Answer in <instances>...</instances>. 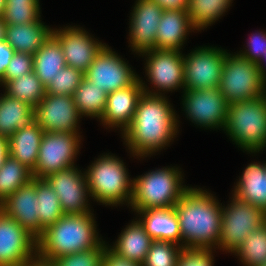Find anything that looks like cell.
Instances as JSON below:
<instances>
[{
    "mask_svg": "<svg viewBox=\"0 0 266 266\" xmlns=\"http://www.w3.org/2000/svg\"><path fill=\"white\" fill-rule=\"evenodd\" d=\"M214 249H183L177 266H214Z\"/></svg>",
    "mask_w": 266,
    "mask_h": 266,
    "instance_id": "obj_40",
    "label": "cell"
},
{
    "mask_svg": "<svg viewBox=\"0 0 266 266\" xmlns=\"http://www.w3.org/2000/svg\"><path fill=\"white\" fill-rule=\"evenodd\" d=\"M219 89L228 104L254 100L266 95V80L257 63L227 52Z\"/></svg>",
    "mask_w": 266,
    "mask_h": 266,
    "instance_id": "obj_7",
    "label": "cell"
},
{
    "mask_svg": "<svg viewBox=\"0 0 266 266\" xmlns=\"http://www.w3.org/2000/svg\"><path fill=\"white\" fill-rule=\"evenodd\" d=\"M15 50L4 40L0 42V82L4 79L6 69Z\"/></svg>",
    "mask_w": 266,
    "mask_h": 266,
    "instance_id": "obj_43",
    "label": "cell"
},
{
    "mask_svg": "<svg viewBox=\"0 0 266 266\" xmlns=\"http://www.w3.org/2000/svg\"><path fill=\"white\" fill-rule=\"evenodd\" d=\"M4 88L8 96L24 101L33 108L46 94V86L39 80L34 71L9 81Z\"/></svg>",
    "mask_w": 266,
    "mask_h": 266,
    "instance_id": "obj_32",
    "label": "cell"
},
{
    "mask_svg": "<svg viewBox=\"0 0 266 266\" xmlns=\"http://www.w3.org/2000/svg\"><path fill=\"white\" fill-rule=\"evenodd\" d=\"M226 54L225 49L216 46H200L183 56L184 90L219 87Z\"/></svg>",
    "mask_w": 266,
    "mask_h": 266,
    "instance_id": "obj_11",
    "label": "cell"
},
{
    "mask_svg": "<svg viewBox=\"0 0 266 266\" xmlns=\"http://www.w3.org/2000/svg\"><path fill=\"white\" fill-rule=\"evenodd\" d=\"M52 36L61 46L66 66L81 70L83 73L87 71L96 55L106 45L82 27L75 25L66 26L63 29L55 28Z\"/></svg>",
    "mask_w": 266,
    "mask_h": 266,
    "instance_id": "obj_17",
    "label": "cell"
},
{
    "mask_svg": "<svg viewBox=\"0 0 266 266\" xmlns=\"http://www.w3.org/2000/svg\"><path fill=\"white\" fill-rule=\"evenodd\" d=\"M34 111L35 121L44 132L79 133V121L82 117L73 96L45 94Z\"/></svg>",
    "mask_w": 266,
    "mask_h": 266,
    "instance_id": "obj_15",
    "label": "cell"
},
{
    "mask_svg": "<svg viewBox=\"0 0 266 266\" xmlns=\"http://www.w3.org/2000/svg\"><path fill=\"white\" fill-rule=\"evenodd\" d=\"M95 223L92 212L64 214L37 239V255L52 261L59 256L98 247L103 240Z\"/></svg>",
    "mask_w": 266,
    "mask_h": 266,
    "instance_id": "obj_3",
    "label": "cell"
},
{
    "mask_svg": "<svg viewBox=\"0 0 266 266\" xmlns=\"http://www.w3.org/2000/svg\"><path fill=\"white\" fill-rule=\"evenodd\" d=\"M183 93L182 105L187 119L200 128L224 130L229 104L219 87L184 90Z\"/></svg>",
    "mask_w": 266,
    "mask_h": 266,
    "instance_id": "obj_12",
    "label": "cell"
},
{
    "mask_svg": "<svg viewBox=\"0 0 266 266\" xmlns=\"http://www.w3.org/2000/svg\"><path fill=\"white\" fill-rule=\"evenodd\" d=\"M130 13L129 46L136 54L155 49L157 27L163 13L153 0H136Z\"/></svg>",
    "mask_w": 266,
    "mask_h": 266,
    "instance_id": "obj_18",
    "label": "cell"
},
{
    "mask_svg": "<svg viewBox=\"0 0 266 266\" xmlns=\"http://www.w3.org/2000/svg\"><path fill=\"white\" fill-rule=\"evenodd\" d=\"M77 166L49 174L44 179L57 194L64 214L90 213L86 175Z\"/></svg>",
    "mask_w": 266,
    "mask_h": 266,
    "instance_id": "obj_16",
    "label": "cell"
},
{
    "mask_svg": "<svg viewBox=\"0 0 266 266\" xmlns=\"http://www.w3.org/2000/svg\"><path fill=\"white\" fill-rule=\"evenodd\" d=\"M0 209L38 239L45 231L39 222L36 178L21 186L0 204Z\"/></svg>",
    "mask_w": 266,
    "mask_h": 266,
    "instance_id": "obj_19",
    "label": "cell"
},
{
    "mask_svg": "<svg viewBox=\"0 0 266 266\" xmlns=\"http://www.w3.org/2000/svg\"><path fill=\"white\" fill-rule=\"evenodd\" d=\"M176 115L166 96L143 92L131 125L121 135L130 154L151 157L169 146L179 133Z\"/></svg>",
    "mask_w": 266,
    "mask_h": 266,
    "instance_id": "obj_1",
    "label": "cell"
},
{
    "mask_svg": "<svg viewBox=\"0 0 266 266\" xmlns=\"http://www.w3.org/2000/svg\"><path fill=\"white\" fill-rule=\"evenodd\" d=\"M183 249L174 242L153 240L142 266H177Z\"/></svg>",
    "mask_w": 266,
    "mask_h": 266,
    "instance_id": "obj_36",
    "label": "cell"
},
{
    "mask_svg": "<svg viewBox=\"0 0 266 266\" xmlns=\"http://www.w3.org/2000/svg\"><path fill=\"white\" fill-rule=\"evenodd\" d=\"M244 266H262L266 263V223L250 232L233 252Z\"/></svg>",
    "mask_w": 266,
    "mask_h": 266,
    "instance_id": "obj_34",
    "label": "cell"
},
{
    "mask_svg": "<svg viewBox=\"0 0 266 266\" xmlns=\"http://www.w3.org/2000/svg\"><path fill=\"white\" fill-rule=\"evenodd\" d=\"M80 138V133L44 132L33 178L44 179L49 174L75 166Z\"/></svg>",
    "mask_w": 266,
    "mask_h": 266,
    "instance_id": "obj_10",
    "label": "cell"
},
{
    "mask_svg": "<svg viewBox=\"0 0 266 266\" xmlns=\"http://www.w3.org/2000/svg\"><path fill=\"white\" fill-rule=\"evenodd\" d=\"M39 0H7L2 17L6 25L33 23L40 19Z\"/></svg>",
    "mask_w": 266,
    "mask_h": 266,
    "instance_id": "obj_35",
    "label": "cell"
},
{
    "mask_svg": "<svg viewBox=\"0 0 266 266\" xmlns=\"http://www.w3.org/2000/svg\"><path fill=\"white\" fill-rule=\"evenodd\" d=\"M231 203L222 205L220 242L217 249L233 253L248 234L266 223V212L232 195Z\"/></svg>",
    "mask_w": 266,
    "mask_h": 266,
    "instance_id": "obj_8",
    "label": "cell"
},
{
    "mask_svg": "<svg viewBox=\"0 0 266 266\" xmlns=\"http://www.w3.org/2000/svg\"><path fill=\"white\" fill-rule=\"evenodd\" d=\"M8 155V137L0 135V168L2 167L4 160Z\"/></svg>",
    "mask_w": 266,
    "mask_h": 266,
    "instance_id": "obj_45",
    "label": "cell"
},
{
    "mask_svg": "<svg viewBox=\"0 0 266 266\" xmlns=\"http://www.w3.org/2000/svg\"><path fill=\"white\" fill-rule=\"evenodd\" d=\"M107 243L103 241L98 247L83 252L59 256L51 262L54 266H102V259Z\"/></svg>",
    "mask_w": 266,
    "mask_h": 266,
    "instance_id": "obj_38",
    "label": "cell"
},
{
    "mask_svg": "<svg viewBox=\"0 0 266 266\" xmlns=\"http://www.w3.org/2000/svg\"><path fill=\"white\" fill-rule=\"evenodd\" d=\"M32 179V171L8 155L0 168V204Z\"/></svg>",
    "mask_w": 266,
    "mask_h": 266,
    "instance_id": "obj_31",
    "label": "cell"
},
{
    "mask_svg": "<svg viewBox=\"0 0 266 266\" xmlns=\"http://www.w3.org/2000/svg\"><path fill=\"white\" fill-rule=\"evenodd\" d=\"M35 122L34 108L21 100L1 94L0 104V135L9 137L11 134Z\"/></svg>",
    "mask_w": 266,
    "mask_h": 266,
    "instance_id": "obj_27",
    "label": "cell"
},
{
    "mask_svg": "<svg viewBox=\"0 0 266 266\" xmlns=\"http://www.w3.org/2000/svg\"><path fill=\"white\" fill-rule=\"evenodd\" d=\"M179 167H163L133 178L130 208L134 212L147 209L173 208L190 188L183 183Z\"/></svg>",
    "mask_w": 266,
    "mask_h": 266,
    "instance_id": "obj_5",
    "label": "cell"
},
{
    "mask_svg": "<svg viewBox=\"0 0 266 266\" xmlns=\"http://www.w3.org/2000/svg\"><path fill=\"white\" fill-rule=\"evenodd\" d=\"M6 24L3 19L0 18V42L5 40Z\"/></svg>",
    "mask_w": 266,
    "mask_h": 266,
    "instance_id": "obj_48",
    "label": "cell"
},
{
    "mask_svg": "<svg viewBox=\"0 0 266 266\" xmlns=\"http://www.w3.org/2000/svg\"><path fill=\"white\" fill-rule=\"evenodd\" d=\"M181 246L185 249H213L220 242L222 203L202 188H190L174 205Z\"/></svg>",
    "mask_w": 266,
    "mask_h": 266,
    "instance_id": "obj_2",
    "label": "cell"
},
{
    "mask_svg": "<svg viewBox=\"0 0 266 266\" xmlns=\"http://www.w3.org/2000/svg\"><path fill=\"white\" fill-rule=\"evenodd\" d=\"M136 213L140 216L138 220L153 240L181 245L180 225L174 208L147 209Z\"/></svg>",
    "mask_w": 266,
    "mask_h": 266,
    "instance_id": "obj_25",
    "label": "cell"
},
{
    "mask_svg": "<svg viewBox=\"0 0 266 266\" xmlns=\"http://www.w3.org/2000/svg\"><path fill=\"white\" fill-rule=\"evenodd\" d=\"M36 196L40 225L46 229L63 215L61 203L55 191L45 179L36 178Z\"/></svg>",
    "mask_w": 266,
    "mask_h": 266,
    "instance_id": "obj_33",
    "label": "cell"
},
{
    "mask_svg": "<svg viewBox=\"0 0 266 266\" xmlns=\"http://www.w3.org/2000/svg\"><path fill=\"white\" fill-rule=\"evenodd\" d=\"M108 93L98 88L85 77L73 94L74 103L81 117L97 118L99 121L103 116Z\"/></svg>",
    "mask_w": 266,
    "mask_h": 266,
    "instance_id": "obj_29",
    "label": "cell"
},
{
    "mask_svg": "<svg viewBox=\"0 0 266 266\" xmlns=\"http://www.w3.org/2000/svg\"><path fill=\"white\" fill-rule=\"evenodd\" d=\"M37 255V239L0 209V266H24Z\"/></svg>",
    "mask_w": 266,
    "mask_h": 266,
    "instance_id": "obj_14",
    "label": "cell"
},
{
    "mask_svg": "<svg viewBox=\"0 0 266 266\" xmlns=\"http://www.w3.org/2000/svg\"><path fill=\"white\" fill-rule=\"evenodd\" d=\"M247 44V49L240 50L237 54L249 59L251 62L258 63L266 52V32L257 31L252 34Z\"/></svg>",
    "mask_w": 266,
    "mask_h": 266,
    "instance_id": "obj_41",
    "label": "cell"
},
{
    "mask_svg": "<svg viewBox=\"0 0 266 266\" xmlns=\"http://www.w3.org/2000/svg\"><path fill=\"white\" fill-rule=\"evenodd\" d=\"M159 22L155 49L181 51L190 32L197 30L187 10H164Z\"/></svg>",
    "mask_w": 266,
    "mask_h": 266,
    "instance_id": "obj_21",
    "label": "cell"
},
{
    "mask_svg": "<svg viewBox=\"0 0 266 266\" xmlns=\"http://www.w3.org/2000/svg\"><path fill=\"white\" fill-rule=\"evenodd\" d=\"M261 76L266 80V52L257 63Z\"/></svg>",
    "mask_w": 266,
    "mask_h": 266,
    "instance_id": "obj_47",
    "label": "cell"
},
{
    "mask_svg": "<svg viewBox=\"0 0 266 266\" xmlns=\"http://www.w3.org/2000/svg\"><path fill=\"white\" fill-rule=\"evenodd\" d=\"M83 171L89 194L94 201L105 206H117L128 203L133 196V180L120 158L106 153L99 156Z\"/></svg>",
    "mask_w": 266,
    "mask_h": 266,
    "instance_id": "obj_4",
    "label": "cell"
},
{
    "mask_svg": "<svg viewBox=\"0 0 266 266\" xmlns=\"http://www.w3.org/2000/svg\"><path fill=\"white\" fill-rule=\"evenodd\" d=\"M124 60L111 47L105 45L84 73V77L107 93L128 87L139 76Z\"/></svg>",
    "mask_w": 266,
    "mask_h": 266,
    "instance_id": "obj_13",
    "label": "cell"
},
{
    "mask_svg": "<svg viewBox=\"0 0 266 266\" xmlns=\"http://www.w3.org/2000/svg\"><path fill=\"white\" fill-rule=\"evenodd\" d=\"M24 266H54L49 260H45L36 255L31 260L27 261Z\"/></svg>",
    "mask_w": 266,
    "mask_h": 266,
    "instance_id": "obj_46",
    "label": "cell"
},
{
    "mask_svg": "<svg viewBox=\"0 0 266 266\" xmlns=\"http://www.w3.org/2000/svg\"><path fill=\"white\" fill-rule=\"evenodd\" d=\"M137 219L126 225L114 245L108 247L117 255L142 265L153 239Z\"/></svg>",
    "mask_w": 266,
    "mask_h": 266,
    "instance_id": "obj_24",
    "label": "cell"
},
{
    "mask_svg": "<svg viewBox=\"0 0 266 266\" xmlns=\"http://www.w3.org/2000/svg\"><path fill=\"white\" fill-rule=\"evenodd\" d=\"M163 10H187L188 0H153Z\"/></svg>",
    "mask_w": 266,
    "mask_h": 266,
    "instance_id": "obj_44",
    "label": "cell"
},
{
    "mask_svg": "<svg viewBox=\"0 0 266 266\" xmlns=\"http://www.w3.org/2000/svg\"><path fill=\"white\" fill-rule=\"evenodd\" d=\"M83 79L84 73L81 70L65 66L51 78V82L46 86V94L73 96Z\"/></svg>",
    "mask_w": 266,
    "mask_h": 266,
    "instance_id": "obj_37",
    "label": "cell"
},
{
    "mask_svg": "<svg viewBox=\"0 0 266 266\" xmlns=\"http://www.w3.org/2000/svg\"><path fill=\"white\" fill-rule=\"evenodd\" d=\"M6 2L7 0H0V18H2L5 13Z\"/></svg>",
    "mask_w": 266,
    "mask_h": 266,
    "instance_id": "obj_49",
    "label": "cell"
},
{
    "mask_svg": "<svg viewBox=\"0 0 266 266\" xmlns=\"http://www.w3.org/2000/svg\"><path fill=\"white\" fill-rule=\"evenodd\" d=\"M232 191L237 199L266 212V163L248 164Z\"/></svg>",
    "mask_w": 266,
    "mask_h": 266,
    "instance_id": "obj_22",
    "label": "cell"
},
{
    "mask_svg": "<svg viewBox=\"0 0 266 266\" xmlns=\"http://www.w3.org/2000/svg\"><path fill=\"white\" fill-rule=\"evenodd\" d=\"M33 71V55L22 52H15L6 69L4 79L0 82L5 86L9 81L17 79Z\"/></svg>",
    "mask_w": 266,
    "mask_h": 266,
    "instance_id": "obj_39",
    "label": "cell"
},
{
    "mask_svg": "<svg viewBox=\"0 0 266 266\" xmlns=\"http://www.w3.org/2000/svg\"><path fill=\"white\" fill-rule=\"evenodd\" d=\"M143 93V87L138 78L132 85L108 93L106 109L101 117V123L108 128H120L121 134L131 125L137 102Z\"/></svg>",
    "mask_w": 266,
    "mask_h": 266,
    "instance_id": "obj_20",
    "label": "cell"
},
{
    "mask_svg": "<svg viewBox=\"0 0 266 266\" xmlns=\"http://www.w3.org/2000/svg\"><path fill=\"white\" fill-rule=\"evenodd\" d=\"M102 266H142V265L117 255L107 245L102 259Z\"/></svg>",
    "mask_w": 266,
    "mask_h": 266,
    "instance_id": "obj_42",
    "label": "cell"
},
{
    "mask_svg": "<svg viewBox=\"0 0 266 266\" xmlns=\"http://www.w3.org/2000/svg\"><path fill=\"white\" fill-rule=\"evenodd\" d=\"M43 135L44 130L36 121L30 126L11 134L8 137L9 156L18 160L33 172L37 164Z\"/></svg>",
    "mask_w": 266,
    "mask_h": 266,
    "instance_id": "obj_26",
    "label": "cell"
},
{
    "mask_svg": "<svg viewBox=\"0 0 266 266\" xmlns=\"http://www.w3.org/2000/svg\"><path fill=\"white\" fill-rule=\"evenodd\" d=\"M224 131L243 152L263 151L266 147V95L229 104Z\"/></svg>",
    "mask_w": 266,
    "mask_h": 266,
    "instance_id": "obj_6",
    "label": "cell"
},
{
    "mask_svg": "<svg viewBox=\"0 0 266 266\" xmlns=\"http://www.w3.org/2000/svg\"><path fill=\"white\" fill-rule=\"evenodd\" d=\"M146 56L145 74L154 89L150 90L145 81L139 77L143 92L165 96L166 91L172 92L183 88L184 91V59L182 51L154 49L139 56ZM159 91V92H158ZM163 92V93H162Z\"/></svg>",
    "mask_w": 266,
    "mask_h": 266,
    "instance_id": "obj_9",
    "label": "cell"
},
{
    "mask_svg": "<svg viewBox=\"0 0 266 266\" xmlns=\"http://www.w3.org/2000/svg\"><path fill=\"white\" fill-rule=\"evenodd\" d=\"M53 29L41 18L33 23L6 25L5 41L15 50L34 55L52 36Z\"/></svg>",
    "mask_w": 266,
    "mask_h": 266,
    "instance_id": "obj_23",
    "label": "cell"
},
{
    "mask_svg": "<svg viewBox=\"0 0 266 266\" xmlns=\"http://www.w3.org/2000/svg\"><path fill=\"white\" fill-rule=\"evenodd\" d=\"M233 0H188L187 13L192 25L201 31L227 12Z\"/></svg>",
    "mask_w": 266,
    "mask_h": 266,
    "instance_id": "obj_30",
    "label": "cell"
},
{
    "mask_svg": "<svg viewBox=\"0 0 266 266\" xmlns=\"http://www.w3.org/2000/svg\"><path fill=\"white\" fill-rule=\"evenodd\" d=\"M65 66L63 51L53 36L33 55V71L45 86Z\"/></svg>",
    "mask_w": 266,
    "mask_h": 266,
    "instance_id": "obj_28",
    "label": "cell"
}]
</instances>
